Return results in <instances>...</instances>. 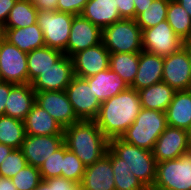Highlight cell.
Segmentation results:
<instances>
[{
  "label": "cell",
  "mask_w": 191,
  "mask_h": 190,
  "mask_svg": "<svg viewBox=\"0 0 191 190\" xmlns=\"http://www.w3.org/2000/svg\"><path fill=\"white\" fill-rule=\"evenodd\" d=\"M102 43L109 53L141 52L142 30L135 19H122L102 29Z\"/></svg>",
  "instance_id": "5b68a950"
},
{
  "label": "cell",
  "mask_w": 191,
  "mask_h": 190,
  "mask_svg": "<svg viewBox=\"0 0 191 190\" xmlns=\"http://www.w3.org/2000/svg\"><path fill=\"white\" fill-rule=\"evenodd\" d=\"M187 11L191 17V0H176Z\"/></svg>",
  "instance_id": "7dc6e473"
},
{
  "label": "cell",
  "mask_w": 191,
  "mask_h": 190,
  "mask_svg": "<svg viewBox=\"0 0 191 190\" xmlns=\"http://www.w3.org/2000/svg\"><path fill=\"white\" fill-rule=\"evenodd\" d=\"M85 79L100 103L129 88L126 82L110 68Z\"/></svg>",
  "instance_id": "44dd1931"
},
{
  "label": "cell",
  "mask_w": 191,
  "mask_h": 190,
  "mask_svg": "<svg viewBox=\"0 0 191 190\" xmlns=\"http://www.w3.org/2000/svg\"><path fill=\"white\" fill-rule=\"evenodd\" d=\"M10 179L18 190H34L42 180L39 168L29 164Z\"/></svg>",
  "instance_id": "e575fe53"
},
{
  "label": "cell",
  "mask_w": 191,
  "mask_h": 190,
  "mask_svg": "<svg viewBox=\"0 0 191 190\" xmlns=\"http://www.w3.org/2000/svg\"><path fill=\"white\" fill-rule=\"evenodd\" d=\"M109 51L103 43L88 47L74 54L72 58L74 75L87 78L109 68Z\"/></svg>",
  "instance_id": "2e32d148"
},
{
  "label": "cell",
  "mask_w": 191,
  "mask_h": 190,
  "mask_svg": "<svg viewBox=\"0 0 191 190\" xmlns=\"http://www.w3.org/2000/svg\"><path fill=\"white\" fill-rule=\"evenodd\" d=\"M80 187L84 190H115L110 148L103 157L85 167Z\"/></svg>",
  "instance_id": "ac0fdd59"
},
{
  "label": "cell",
  "mask_w": 191,
  "mask_h": 190,
  "mask_svg": "<svg viewBox=\"0 0 191 190\" xmlns=\"http://www.w3.org/2000/svg\"><path fill=\"white\" fill-rule=\"evenodd\" d=\"M188 151L191 152V132H189V148Z\"/></svg>",
  "instance_id": "816d5d0a"
},
{
  "label": "cell",
  "mask_w": 191,
  "mask_h": 190,
  "mask_svg": "<svg viewBox=\"0 0 191 190\" xmlns=\"http://www.w3.org/2000/svg\"><path fill=\"white\" fill-rule=\"evenodd\" d=\"M147 190H165V189H162V188H159V187L152 185L151 187H148Z\"/></svg>",
  "instance_id": "f907efd6"
},
{
  "label": "cell",
  "mask_w": 191,
  "mask_h": 190,
  "mask_svg": "<svg viewBox=\"0 0 191 190\" xmlns=\"http://www.w3.org/2000/svg\"><path fill=\"white\" fill-rule=\"evenodd\" d=\"M81 15L101 29L122 20L115 0H88Z\"/></svg>",
  "instance_id": "cb8c5ba5"
},
{
  "label": "cell",
  "mask_w": 191,
  "mask_h": 190,
  "mask_svg": "<svg viewBox=\"0 0 191 190\" xmlns=\"http://www.w3.org/2000/svg\"><path fill=\"white\" fill-rule=\"evenodd\" d=\"M63 144V135H26L21 150L27 163L39 168Z\"/></svg>",
  "instance_id": "e0dca14e"
},
{
  "label": "cell",
  "mask_w": 191,
  "mask_h": 190,
  "mask_svg": "<svg viewBox=\"0 0 191 190\" xmlns=\"http://www.w3.org/2000/svg\"><path fill=\"white\" fill-rule=\"evenodd\" d=\"M109 148L122 160L126 166L148 188L154 185L157 162L153 152L129 144L121 138L109 140Z\"/></svg>",
  "instance_id": "277c9868"
},
{
  "label": "cell",
  "mask_w": 191,
  "mask_h": 190,
  "mask_svg": "<svg viewBox=\"0 0 191 190\" xmlns=\"http://www.w3.org/2000/svg\"><path fill=\"white\" fill-rule=\"evenodd\" d=\"M74 76L72 58L64 54L30 84L35 92L64 91Z\"/></svg>",
  "instance_id": "8fae6325"
},
{
  "label": "cell",
  "mask_w": 191,
  "mask_h": 190,
  "mask_svg": "<svg viewBox=\"0 0 191 190\" xmlns=\"http://www.w3.org/2000/svg\"><path fill=\"white\" fill-rule=\"evenodd\" d=\"M165 113L168 126L189 132L191 128V89L176 91Z\"/></svg>",
  "instance_id": "603a6c76"
},
{
  "label": "cell",
  "mask_w": 191,
  "mask_h": 190,
  "mask_svg": "<svg viewBox=\"0 0 191 190\" xmlns=\"http://www.w3.org/2000/svg\"><path fill=\"white\" fill-rule=\"evenodd\" d=\"M6 40V25L0 22V44Z\"/></svg>",
  "instance_id": "c3c4849f"
},
{
  "label": "cell",
  "mask_w": 191,
  "mask_h": 190,
  "mask_svg": "<svg viewBox=\"0 0 191 190\" xmlns=\"http://www.w3.org/2000/svg\"><path fill=\"white\" fill-rule=\"evenodd\" d=\"M26 135H63V127L36 103L24 120Z\"/></svg>",
  "instance_id": "7402d4cb"
},
{
  "label": "cell",
  "mask_w": 191,
  "mask_h": 190,
  "mask_svg": "<svg viewBox=\"0 0 191 190\" xmlns=\"http://www.w3.org/2000/svg\"><path fill=\"white\" fill-rule=\"evenodd\" d=\"M111 164L113 167L115 190H147L143 183L130 172L125 161L111 150Z\"/></svg>",
  "instance_id": "4dcf8cb0"
},
{
  "label": "cell",
  "mask_w": 191,
  "mask_h": 190,
  "mask_svg": "<svg viewBox=\"0 0 191 190\" xmlns=\"http://www.w3.org/2000/svg\"><path fill=\"white\" fill-rule=\"evenodd\" d=\"M74 16L58 11H38L36 23L43 31L46 47L62 52L66 50Z\"/></svg>",
  "instance_id": "52a82bcc"
},
{
  "label": "cell",
  "mask_w": 191,
  "mask_h": 190,
  "mask_svg": "<svg viewBox=\"0 0 191 190\" xmlns=\"http://www.w3.org/2000/svg\"><path fill=\"white\" fill-rule=\"evenodd\" d=\"M64 144L56 150L39 167L40 175L43 180L61 177L63 169Z\"/></svg>",
  "instance_id": "d590c367"
},
{
  "label": "cell",
  "mask_w": 191,
  "mask_h": 190,
  "mask_svg": "<svg viewBox=\"0 0 191 190\" xmlns=\"http://www.w3.org/2000/svg\"><path fill=\"white\" fill-rule=\"evenodd\" d=\"M183 48L187 51L191 63V38L184 41Z\"/></svg>",
  "instance_id": "681fc988"
},
{
  "label": "cell",
  "mask_w": 191,
  "mask_h": 190,
  "mask_svg": "<svg viewBox=\"0 0 191 190\" xmlns=\"http://www.w3.org/2000/svg\"><path fill=\"white\" fill-rule=\"evenodd\" d=\"M13 150V148L0 143V165L6 156H8Z\"/></svg>",
  "instance_id": "bcb514c9"
},
{
  "label": "cell",
  "mask_w": 191,
  "mask_h": 190,
  "mask_svg": "<svg viewBox=\"0 0 191 190\" xmlns=\"http://www.w3.org/2000/svg\"><path fill=\"white\" fill-rule=\"evenodd\" d=\"M162 81L176 91L191 89V63L183 47L164 57Z\"/></svg>",
  "instance_id": "4fadbf2b"
},
{
  "label": "cell",
  "mask_w": 191,
  "mask_h": 190,
  "mask_svg": "<svg viewBox=\"0 0 191 190\" xmlns=\"http://www.w3.org/2000/svg\"><path fill=\"white\" fill-rule=\"evenodd\" d=\"M0 190H18L10 178L0 177Z\"/></svg>",
  "instance_id": "f6af8a7d"
},
{
  "label": "cell",
  "mask_w": 191,
  "mask_h": 190,
  "mask_svg": "<svg viewBox=\"0 0 191 190\" xmlns=\"http://www.w3.org/2000/svg\"><path fill=\"white\" fill-rule=\"evenodd\" d=\"M139 65L137 53H110L109 68L118 74L130 87L136 77Z\"/></svg>",
  "instance_id": "83f0119b"
},
{
  "label": "cell",
  "mask_w": 191,
  "mask_h": 190,
  "mask_svg": "<svg viewBox=\"0 0 191 190\" xmlns=\"http://www.w3.org/2000/svg\"><path fill=\"white\" fill-rule=\"evenodd\" d=\"M35 103L45 109L63 129L80 121L65 90L36 92Z\"/></svg>",
  "instance_id": "5bb4252c"
},
{
  "label": "cell",
  "mask_w": 191,
  "mask_h": 190,
  "mask_svg": "<svg viewBox=\"0 0 191 190\" xmlns=\"http://www.w3.org/2000/svg\"><path fill=\"white\" fill-rule=\"evenodd\" d=\"M168 7L169 0H153L151 5L135 18V21L142 31L156 26L166 20Z\"/></svg>",
  "instance_id": "d6a6232c"
},
{
  "label": "cell",
  "mask_w": 191,
  "mask_h": 190,
  "mask_svg": "<svg viewBox=\"0 0 191 190\" xmlns=\"http://www.w3.org/2000/svg\"><path fill=\"white\" fill-rule=\"evenodd\" d=\"M6 40L26 53L45 47L43 31L37 23L22 28L6 29Z\"/></svg>",
  "instance_id": "484cf974"
},
{
  "label": "cell",
  "mask_w": 191,
  "mask_h": 190,
  "mask_svg": "<svg viewBox=\"0 0 191 190\" xmlns=\"http://www.w3.org/2000/svg\"><path fill=\"white\" fill-rule=\"evenodd\" d=\"M102 43V29L88 19L75 15L71 24L69 41L63 52L70 58L79 51Z\"/></svg>",
  "instance_id": "7c38bea8"
},
{
  "label": "cell",
  "mask_w": 191,
  "mask_h": 190,
  "mask_svg": "<svg viewBox=\"0 0 191 190\" xmlns=\"http://www.w3.org/2000/svg\"><path fill=\"white\" fill-rule=\"evenodd\" d=\"M63 55L62 51L46 46L27 53L28 83L30 84Z\"/></svg>",
  "instance_id": "4316f807"
},
{
  "label": "cell",
  "mask_w": 191,
  "mask_h": 190,
  "mask_svg": "<svg viewBox=\"0 0 191 190\" xmlns=\"http://www.w3.org/2000/svg\"><path fill=\"white\" fill-rule=\"evenodd\" d=\"M25 137L24 121L7 115L0 116V143L13 149H21Z\"/></svg>",
  "instance_id": "f1b7e54d"
},
{
  "label": "cell",
  "mask_w": 191,
  "mask_h": 190,
  "mask_svg": "<svg viewBox=\"0 0 191 190\" xmlns=\"http://www.w3.org/2000/svg\"><path fill=\"white\" fill-rule=\"evenodd\" d=\"M65 92L79 120H95L101 103L85 78L74 76Z\"/></svg>",
  "instance_id": "9c48e42d"
},
{
  "label": "cell",
  "mask_w": 191,
  "mask_h": 190,
  "mask_svg": "<svg viewBox=\"0 0 191 190\" xmlns=\"http://www.w3.org/2000/svg\"><path fill=\"white\" fill-rule=\"evenodd\" d=\"M36 100V92L31 84H15L5 104V115L24 121Z\"/></svg>",
  "instance_id": "ffe728a7"
},
{
  "label": "cell",
  "mask_w": 191,
  "mask_h": 190,
  "mask_svg": "<svg viewBox=\"0 0 191 190\" xmlns=\"http://www.w3.org/2000/svg\"><path fill=\"white\" fill-rule=\"evenodd\" d=\"M141 109L138 91L129 87L101 103L94 121L108 140L121 138Z\"/></svg>",
  "instance_id": "6da1fadb"
},
{
  "label": "cell",
  "mask_w": 191,
  "mask_h": 190,
  "mask_svg": "<svg viewBox=\"0 0 191 190\" xmlns=\"http://www.w3.org/2000/svg\"><path fill=\"white\" fill-rule=\"evenodd\" d=\"M88 0H57L56 11L80 15Z\"/></svg>",
  "instance_id": "f35d334b"
},
{
  "label": "cell",
  "mask_w": 191,
  "mask_h": 190,
  "mask_svg": "<svg viewBox=\"0 0 191 190\" xmlns=\"http://www.w3.org/2000/svg\"><path fill=\"white\" fill-rule=\"evenodd\" d=\"M85 167L86 166L74 154V152L67 149L64 144L63 169L61 177L80 184L85 172Z\"/></svg>",
  "instance_id": "836d02e7"
},
{
  "label": "cell",
  "mask_w": 191,
  "mask_h": 190,
  "mask_svg": "<svg viewBox=\"0 0 191 190\" xmlns=\"http://www.w3.org/2000/svg\"><path fill=\"white\" fill-rule=\"evenodd\" d=\"M17 0H0V22H6L10 10L14 7Z\"/></svg>",
  "instance_id": "b9f144b4"
},
{
  "label": "cell",
  "mask_w": 191,
  "mask_h": 190,
  "mask_svg": "<svg viewBox=\"0 0 191 190\" xmlns=\"http://www.w3.org/2000/svg\"><path fill=\"white\" fill-rule=\"evenodd\" d=\"M189 132L177 127L167 126L158 137L152 150L156 162L178 158L188 151Z\"/></svg>",
  "instance_id": "9a60e30c"
},
{
  "label": "cell",
  "mask_w": 191,
  "mask_h": 190,
  "mask_svg": "<svg viewBox=\"0 0 191 190\" xmlns=\"http://www.w3.org/2000/svg\"><path fill=\"white\" fill-rule=\"evenodd\" d=\"M164 57L142 50L139 52V65L136 77L130 88L140 90L162 82Z\"/></svg>",
  "instance_id": "d6986e66"
},
{
  "label": "cell",
  "mask_w": 191,
  "mask_h": 190,
  "mask_svg": "<svg viewBox=\"0 0 191 190\" xmlns=\"http://www.w3.org/2000/svg\"><path fill=\"white\" fill-rule=\"evenodd\" d=\"M38 9L32 0H17L5 22L6 29L31 26L37 21Z\"/></svg>",
  "instance_id": "f546056e"
},
{
  "label": "cell",
  "mask_w": 191,
  "mask_h": 190,
  "mask_svg": "<svg viewBox=\"0 0 191 190\" xmlns=\"http://www.w3.org/2000/svg\"><path fill=\"white\" fill-rule=\"evenodd\" d=\"M122 19H135L134 0H115Z\"/></svg>",
  "instance_id": "ab89813d"
},
{
  "label": "cell",
  "mask_w": 191,
  "mask_h": 190,
  "mask_svg": "<svg viewBox=\"0 0 191 190\" xmlns=\"http://www.w3.org/2000/svg\"><path fill=\"white\" fill-rule=\"evenodd\" d=\"M21 149H14L0 165V177L12 178L27 165Z\"/></svg>",
  "instance_id": "8d00e7d4"
},
{
  "label": "cell",
  "mask_w": 191,
  "mask_h": 190,
  "mask_svg": "<svg viewBox=\"0 0 191 190\" xmlns=\"http://www.w3.org/2000/svg\"><path fill=\"white\" fill-rule=\"evenodd\" d=\"M0 81L28 83L27 53L7 40L0 44Z\"/></svg>",
  "instance_id": "30bf717a"
},
{
  "label": "cell",
  "mask_w": 191,
  "mask_h": 190,
  "mask_svg": "<svg viewBox=\"0 0 191 190\" xmlns=\"http://www.w3.org/2000/svg\"><path fill=\"white\" fill-rule=\"evenodd\" d=\"M181 39L166 20L156 26L142 31V48L144 51L166 57L183 47Z\"/></svg>",
  "instance_id": "ba28073f"
},
{
  "label": "cell",
  "mask_w": 191,
  "mask_h": 190,
  "mask_svg": "<svg viewBox=\"0 0 191 190\" xmlns=\"http://www.w3.org/2000/svg\"><path fill=\"white\" fill-rule=\"evenodd\" d=\"M154 186L165 190H191V152L158 162Z\"/></svg>",
  "instance_id": "8992f818"
},
{
  "label": "cell",
  "mask_w": 191,
  "mask_h": 190,
  "mask_svg": "<svg viewBox=\"0 0 191 190\" xmlns=\"http://www.w3.org/2000/svg\"><path fill=\"white\" fill-rule=\"evenodd\" d=\"M166 21L181 39L191 38V17L176 0H169Z\"/></svg>",
  "instance_id": "1f68e13d"
},
{
  "label": "cell",
  "mask_w": 191,
  "mask_h": 190,
  "mask_svg": "<svg viewBox=\"0 0 191 190\" xmlns=\"http://www.w3.org/2000/svg\"><path fill=\"white\" fill-rule=\"evenodd\" d=\"M176 90L165 82H159L138 90L142 108L165 112L174 98Z\"/></svg>",
  "instance_id": "d4e9b609"
},
{
  "label": "cell",
  "mask_w": 191,
  "mask_h": 190,
  "mask_svg": "<svg viewBox=\"0 0 191 190\" xmlns=\"http://www.w3.org/2000/svg\"><path fill=\"white\" fill-rule=\"evenodd\" d=\"M38 11H56L57 0H32Z\"/></svg>",
  "instance_id": "7bdbcfd3"
},
{
  "label": "cell",
  "mask_w": 191,
  "mask_h": 190,
  "mask_svg": "<svg viewBox=\"0 0 191 190\" xmlns=\"http://www.w3.org/2000/svg\"><path fill=\"white\" fill-rule=\"evenodd\" d=\"M80 184L64 177L41 180L34 190H79Z\"/></svg>",
  "instance_id": "74e56055"
},
{
  "label": "cell",
  "mask_w": 191,
  "mask_h": 190,
  "mask_svg": "<svg viewBox=\"0 0 191 190\" xmlns=\"http://www.w3.org/2000/svg\"><path fill=\"white\" fill-rule=\"evenodd\" d=\"M63 138L67 149L74 152L85 166L95 163L109 148V140L94 120H80L64 128Z\"/></svg>",
  "instance_id": "7a4b0ae2"
},
{
  "label": "cell",
  "mask_w": 191,
  "mask_h": 190,
  "mask_svg": "<svg viewBox=\"0 0 191 190\" xmlns=\"http://www.w3.org/2000/svg\"><path fill=\"white\" fill-rule=\"evenodd\" d=\"M14 85L13 83L0 81V116L5 115V104Z\"/></svg>",
  "instance_id": "60d3db41"
},
{
  "label": "cell",
  "mask_w": 191,
  "mask_h": 190,
  "mask_svg": "<svg viewBox=\"0 0 191 190\" xmlns=\"http://www.w3.org/2000/svg\"><path fill=\"white\" fill-rule=\"evenodd\" d=\"M167 126L165 112L142 108L121 139L139 148L152 151L155 142Z\"/></svg>",
  "instance_id": "3957f363"
},
{
  "label": "cell",
  "mask_w": 191,
  "mask_h": 190,
  "mask_svg": "<svg viewBox=\"0 0 191 190\" xmlns=\"http://www.w3.org/2000/svg\"><path fill=\"white\" fill-rule=\"evenodd\" d=\"M153 0H134V5H135V18L142 13L143 11L146 10L148 6L151 5Z\"/></svg>",
  "instance_id": "ee69618b"
}]
</instances>
